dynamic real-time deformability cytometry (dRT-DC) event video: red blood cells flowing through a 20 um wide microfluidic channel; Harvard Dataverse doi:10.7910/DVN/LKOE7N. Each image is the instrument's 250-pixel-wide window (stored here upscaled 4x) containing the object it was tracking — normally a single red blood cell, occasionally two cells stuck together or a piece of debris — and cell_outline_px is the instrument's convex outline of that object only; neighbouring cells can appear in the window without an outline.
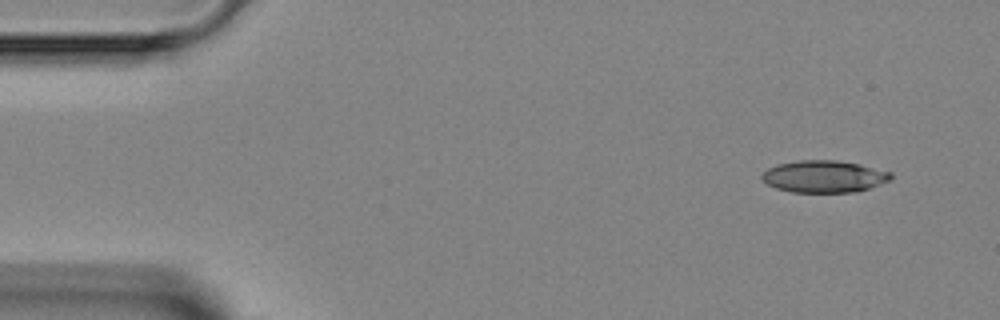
{"species": "Egyptian fruit bat (a non-hibernating species)", "species_latin": "Rousettus aegyptiacus", "temperature_condition": "room temperature", "stored_images_in_passage": 4, "camera_frame_rate_fps": 3000, "um_per_image_px": 0.085, "animal": {"sex": "female"}, "frame": {"image": 1, "passage_image": 1, "time_ms": 0.0, "image_size_px": [1000, 320], "cell_outline_px": [[892, 180], [856, 192], [792, 192], [776, 188], [760, 180], [760, 176], [768, 168], [776, 164], [800, 160], [836, 160], [856, 164], [892, 172]], "centroid_in_image_um": [70.01, 15.0], "position_along_channel_um": 15.0, "area_um2": 24.04}}